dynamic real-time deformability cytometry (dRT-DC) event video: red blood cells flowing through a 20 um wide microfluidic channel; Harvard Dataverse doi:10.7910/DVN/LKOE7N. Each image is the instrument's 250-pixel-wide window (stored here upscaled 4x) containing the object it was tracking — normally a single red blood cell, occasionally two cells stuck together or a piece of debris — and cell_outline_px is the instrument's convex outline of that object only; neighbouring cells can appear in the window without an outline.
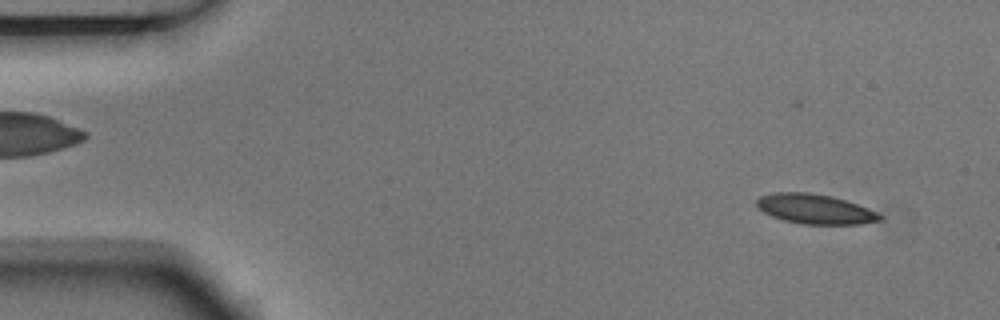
{"species": "Egyptian fruit bat (a non-hibernating species)", "species_latin": "Rousettus aegyptiacus", "temperature_condition": "room temperature", "stored_images_in_passage": 4, "camera_frame_rate_fps": 3000, "um_per_image_px": 0.085, "animal": {"sex": "male"}, "frame": {"image": 1, "passage_image": 1, "time_ms": 0.0, "image_size_px": [1000, 320], "cell_outline_px": [[884, 216], [880, 220], [860, 224], [800, 224], [784, 220], [772, 216], [764, 212], [756, 204], [756, 200], [760, 196], [776, 192], [808, 192], [828, 196], [844, 200], [868, 208]], "centroid_in_image_um": [69.26, 17.77], "position_along_channel_um": 15.7, "area_um2": 21.1}}
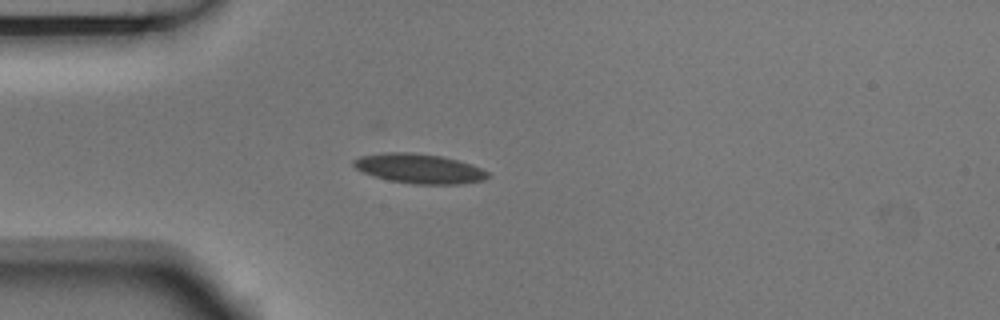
{"frame": {"image": 2, "passage_image": 4, "time_ms": 1.0, "image_size_px": [1000, 320], "cell_outline_px": [[492, 176], [484, 180], [460, 184], [412, 184], [388, 180], [364, 172], [356, 168], [352, 164], [352, 160], [360, 156], [384, 152], [412, 152], [440, 156], [472, 164], [488, 172]], "centroid_in_image_um": [35.64, 14.33], "position_along_channel_um": 49.4, "area_um2": 23.18}}